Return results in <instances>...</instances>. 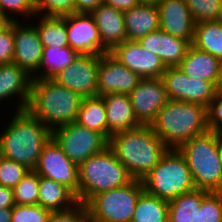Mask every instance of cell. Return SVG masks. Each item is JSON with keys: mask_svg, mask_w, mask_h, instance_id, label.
<instances>
[{"mask_svg": "<svg viewBox=\"0 0 222 222\" xmlns=\"http://www.w3.org/2000/svg\"><path fill=\"white\" fill-rule=\"evenodd\" d=\"M10 122L0 134V156L34 170L52 130L27 109L16 111Z\"/></svg>", "mask_w": 222, "mask_h": 222, "instance_id": "6da1fadb", "label": "cell"}, {"mask_svg": "<svg viewBox=\"0 0 222 222\" xmlns=\"http://www.w3.org/2000/svg\"><path fill=\"white\" fill-rule=\"evenodd\" d=\"M108 147L134 179L142 180L168 151L150 125L115 133Z\"/></svg>", "mask_w": 222, "mask_h": 222, "instance_id": "7a4b0ae2", "label": "cell"}, {"mask_svg": "<svg viewBox=\"0 0 222 222\" xmlns=\"http://www.w3.org/2000/svg\"><path fill=\"white\" fill-rule=\"evenodd\" d=\"M150 127L169 149H178L189 139L209 131L207 107L194 102L169 100Z\"/></svg>", "mask_w": 222, "mask_h": 222, "instance_id": "3957f363", "label": "cell"}, {"mask_svg": "<svg viewBox=\"0 0 222 222\" xmlns=\"http://www.w3.org/2000/svg\"><path fill=\"white\" fill-rule=\"evenodd\" d=\"M82 98L53 79H33L26 109L52 130L76 121Z\"/></svg>", "mask_w": 222, "mask_h": 222, "instance_id": "277c9868", "label": "cell"}, {"mask_svg": "<svg viewBox=\"0 0 222 222\" xmlns=\"http://www.w3.org/2000/svg\"><path fill=\"white\" fill-rule=\"evenodd\" d=\"M78 202L86 204L94 195L129 184L134 178L107 147L78 166Z\"/></svg>", "mask_w": 222, "mask_h": 222, "instance_id": "5b68a950", "label": "cell"}, {"mask_svg": "<svg viewBox=\"0 0 222 222\" xmlns=\"http://www.w3.org/2000/svg\"><path fill=\"white\" fill-rule=\"evenodd\" d=\"M217 142L218 135L208 131L178 148L191 171L196 189L222 192V166Z\"/></svg>", "mask_w": 222, "mask_h": 222, "instance_id": "8992f818", "label": "cell"}, {"mask_svg": "<svg viewBox=\"0 0 222 222\" xmlns=\"http://www.w3.org/2000/svg\"><path fill=\"white\" fill-rule=\"evenodd\" d=\"M141 181L145 192L167 201L196 189L191 171L178 149H168Z\"/></svg>", "mask_w": 222, "mask_h": 222, "instance_id": "52a82bcc", "label": "cell"}, {"mask_svg": "<svg viewBox=\"0 0 222 222\" xmlns=\"http://www.w3.org/2000/svg\"><path fill=\"white\" fill-rule=\"evenodd\" d=\"M143 183L133 179L129 184L94 195L85 205L89 222H131Z\"/></svg>", "mask_w": 222, "mask_h": 222, "instance_id": "ba28073f", "label": "cell"}, {"mask_svg": "<svg viewBox=\"0 0 222 222\" xmlns=\"http://www.w3.org/2000/svg\"><path fill=\"white\" fill-rule=\"evenodd\" d=\"M52 138L78 166L90 156L103 152L109 145V140L102 133L85 128L77 122L53 128Z\"/></svg>", "mask_w": 222, "mask_h": 222, "instance_id": "9c48e42d", "label": "cell"}, {"mask_svg": "<svg viewBox=\"0 0 222 222\" xmlns=\"http://www.w3.org/2000/svg\"><path fill=\"white\" fill-rule=\"evenodd\" d=\"M161 79L169 100L194 102L206 107L218 89L210 81L187 76L177 66L166 67Z\"/></svg>", "mask_w": 222, "mask_h": 222, "instance_id": "30bf717a", "label": "cell"}, {"mask_svg": "<svg viewBox=\"0 0 222 222\" xmlns=\"http://www.w3.org/2000/svg\"><path fill=\"white\" fill-rule=\"evenodd\" d=\"M34 171L69 188L78 200V165L73 163L51 138L43 147Z\"/></svg>", "mask_w": 222, "mask_h": 222, "instance_id": "8fae6325", "label": "cell"}, {"mask_svg": "<svg viewBox=\"0 0 222 222\" xmlns=\"http://www.w3.org/2000/svg\"><path fill=\"white\" fill-rule=\"evenodd\" d=\"M100 55L80 54L67 68L53 78L59 85L78 93L81 97L97 96V71Z\"/></svg>", "mask_w": 222, "mask_h": 222, "instance_id": "7c38bea8", "label": "cell"}, {"mask_svg": "<svg viewBox=\"0 0 222 222\" xmlns=\"http://www.w3.org/2000/svg\"><path fill=\"white\" fill-rule=\"evenodd\" d=\"M128 95L141 125H151L159 110L169 101L161 78H141Z\"/></svg>", "mask_w": 222, "mask_h": 222, "instance_id": "4fadbf2b", "label": "cell"}, {"mask_svg": "<svg viewBox=\"0 0 222 222\" xmlns=\"http://www.w3.org/2000/svg\"><path fill=\"white\" fill-rule=\"evenodd\" d=\"M141 78L110 52L100 55L97 71V96L129 94Z\"/></svg>", "mask_w": 222, "mask_h": 222, "instance_id": "5bb4252c", "label": "cell"}, {"mask_svg": "<svg viewBox=\"0 0 222 222\" xmlns=\"http://www.w3.org/2000/svg\"><path fill=\"white\" fill-rule=\"evenodd\" d=\"M69 47L80 54L102 55L109 51L103 46L99 30L91 14L66 15Z\"/></svg>", "mask_w": 222, "mask_h": 222, "instance_id": "9a60e30c", "label": "cell"}, {"mask_svg": "<svg viewBox=\"0 0 222 222\" xmlns=\"http://www.w3.org/2000/svg\"><path fill=\"white\" fill-rule=\"evenodd\" d=\"M110 53L140 78H161L166 69L156 54L143 49L137 41H124Z\"/></svg>", "mask_w": 222, "mask_h": 222, "instance_id": "2e32d148", "label": "cell"}, {"mask_svg": "<svg viewBox=\"0 0 222 222\" xmlns=\"http://www.w3.org/2000/svg\"><path fill=\"white\" fill-rule=\"evenodd\" d=\"M26 24L22 26L18 20L13 21V62L33 76L39 69L43 44L35 25Z\"/></svg>", "mask_w": 222, "mask_h": 222, "instance_id": "e0dca14e", "label": "cell"}, {"mask_svg": "<svg viewBox=\"0 0 222 222\" xmlns=\"http://www.w3.org/2000/svg\"><path fill=\"white\" fill-rule=\"evenodd\" d=\"M160 29L193 43L195 24L185 0H158Z\"/></svg>", "mask_w": 222, "mask_h": 222, "instance_id": "ac0fdd59", "label": "cell"}, {"mask_svg": "<svg viewBox=\"0 0 222 222\" xmlns=\"http://www.w3.org/2000/svg\"><path fill=\"white\" fill-rule=\"evenodd\" d=\"M137 42L143 49L156 54L166 67L178 66L191 45L188 41L161 29L147 34Z\"/></svg>", "mask_w": 222, "mask_h": 222, "instance_id": "d6986e66", "label": "cell"}, {"mask_svg": "<svg viewBox=\"0 0 222 222\" xmlns=\"http://www.w3.org/2000/svg\"><path fill=\"white\" fill-rule=\"evenodd\" d=\"M177 67L189 77L210 81L217 88L222 87V62L192 44Z\"/></svg>", "mask_w": 222, "mask_h": 222, "instance_id": "ffe728a7", "label": "cell"}, {"mask_svg": "<svg viewBox=\"0 0 222 222\" xmlns=\"http://www.w3.org/2000/svg\"><path fill=\"white\" fill-rule=\"evenodd\" d=\"M32 76L14 62L0 64V102L19 95L16 111L26 109L31 95Z\"/></svg>", "mask_w": 222, "mask_h": 222, "instance_id": "44dd1931", "label": "cell"}, {"mask_svg": "<svg viewBox=\"0 0 222 222\" xmlns=\"http://www.w3.org/2000/svg\"><path fill=\"white\" fill-rule=\"evenodd\" d=\"M99 30L103 46L111 52L117 45L127 41L123 12L101 4L90 13Z\"/></svg>", "mask_w": 222, "mask_h": 222, "instance_id": "7402d4cb", "label": "cell"}, {"mask_svg": "<svg viewBox=\"0 0 222 222\" xmlns=\"http://www.w3.org/2000/svg\"><path fill=\"white\" fill-rule=\"evenodd\" d=\"M128 41H138L160 29L159 10L156 2L142 1L136 7L123 12Z\"/></svg>", "mask_w": 222, "mask_h": 222, "instance_id": "603a6c76", "label": "cell"}, {"mask_svg": "<svg viewBox=\"0 0 222 222\" xmlns=\"http://www.w3.org/2000/svg\"><path fill=\"white\" fill-rule=\"evenodd\" d=\"M106 106L107 139L126 130L138 128L141 124L135 117L128 94H106L101 96Z\"/></svg>", "mask_w": 222, "mask_h": 222, "instance_id": "cb8c5ba5", "label": "cell"}, {"mask_svg": "<svg viewBox=\"0 0 222 222\" xmlns=\"http://www.w3.org/2000/svg\"><path fill=\"white\" fill-rule=\"evenodd\" d=\"M78 203L76 195L65 185L40 176L38 205L52 211H63Z\"/></svg>", "mask_w": 222, "mask_h": 222, "instance_id": "d4e9b609", "label": "cell"}, {"mask_svg": "<svg viewBox=\"0 0 222 222\" xmlns=\"http://www.w3.org/2000/svg\"><path fill=\"white\" fill-rule=\"evenodd\" d=\"M79 55L78 51L69 46L43 48L38 74H34L32 79H53L61 70L75 61Z\"/></svg>", "mask_w": 222, "mask_h": 222, "instance_id": "484cf974", "label": "cell"}, {"mask_svg": "<svg viewBox=\"0 0 222 222\" xmlns=\"http://www.w3.org/2000/svg\"><path fill=\"white\" fill-rule=\"evenodd\" d=\"M75 122L100 132L107 138V114L103 98L101 96L83 97Z\"/></svg>", "mask_w": 222, "mask_h": 222, "instance_id": "4316f807", "label": "cell"}, {"mask_svg": "<svg viewBox=\"0 0 222 222\" xmlns=\"http://www.w3.org/2000/svg\"><path fill=\"white\" fill-rule=\"evenodd\" d=\"M192 45L222 62V20L197 22Z\"/></svg>", "mask_w": 222, "mask_h": 222, "instance_id": "83f0119b", "label": "cell"}, {"mask_svg": "<svg viewBox=\"0 0 222 222\" xmlns=\"http://www.w3.org/2000/svg\"><path fill=\"white\" fill-rule=\"evenodd\" d=\"M209 191L194 189L168 201V222H195L196 212Z\"/></svg>", "mask_w": 222, "mask_h": 222, "instance_id": "f1b7e54d", "label": "cell"}, {"mask_svg": "<svg viewBox=\"0 0 222 222\" xmlns=\"http://www.w3.org/2000/svg\"><path fill=\"white\" fill-rule=\"evenodd\" d=\"M169 204L143 191L137 199L131 222H168Z\"/></svg>", "mask_w": 222, "mask_h": 222, "instance_id": "f546056e", "label": "cell"}, {"mask_svg": "<svg viewBox=\"0 0 222 222\" xmlns=\"http://www.w3.org/2000/svg\"><path fill=\"white\" fill-rule=\"evenodd\" d=\"M39 24H34L40 40L45 47H65L68 44V35L66 30V16H43L38 19Z\"/></svg>", "mask_w": 222, "mask_h": 222, "instance_id": "4dcf8cb0", "label": "cell"}, {"mask_svg": "<svg viewBox=\"0 0 222 222\" xmlns=\"http://www.w3.org/2000/svg\"><path fill=\"white\" fill-rule=\"evenodd\" d=\"M39 179L40 176L34 170H30L13 188L14 202L16 205L38 204Z\"/></svg>", "mask_w": 222, "mask_h": 222, "instance_id": "1f68e13d", "label": "cell"}, {"mask_svg": "<svg viewBox=\"0 0 222 222\" xmlns=\"http://www.w3.org/2000/svg\"><path fill=\"white\" fill-rule=\"evenodd\" d=\"M197 22L222 20V0H185Z\"/></svg>", "mask_w": 222, "mask_h": 222, "instance_id": "d6a6232c", "label": "cell"}, {"mask_svg": "<svg viewBox=\"0 0 222 222\" xmlns=\"http://www.w3.org/2000/svg\"><path fill=\"white\" fill-rule=\"evenodd\" d=\"M195 222H222V192H209L203 198Z\"/></svg>", "mask_w": 222, "mask_h": 222, "instance_id": "836d02e7", "label": "cell"}, {"mask_svg": "<svg viewBox=\"0 0 222 222\" xmlns=\"http://www.w3.org/2000/svg\"><path fill=\"white\" fill-rule=\"evenodd\" d=\"M36 15L63 17L76 13L74 0H33Z\"/></svg>", "mask_w": 222, "mask_h": 222, "instance_id": "e575fe53", "label": "cell"}, {"mask_svg": "<svg viewBox=\"0 0 222 222\" xmlns=\"http://www.w3.org/2000/svg\"><path fill=\"white\" fill-rule=\"evenodd\" d=\"M29 171L26 166L0 156V185L13 189Z\"/></svg>", "mask_w": 222, "mask_h": 222, "instance_id": "d590c367", "label": "cell"}, {"mask_svg": "<svg viewBox=\"0 0 222 222\" xmlns=\"http://www.w3.org/2000/svg\"><path fill=\"white\" fill-rule=\"evenodd\" d=\"M51 211L35 205H14L11 208V222H48Z\"/></svg>", "mask_w": 222, "mask_h": 222, "instance_id": "8d00e7d4", "label": "cell"}, {"mask_svg": "<svg viewBox=\"0 0 222 222\" xmlns=\"http://www.w3.org/2000/svg\"><path fill=\"white\" fill-rule=\"evenodd\" d=\"M21 14L27 19L28 16H36L33 0H0V16L2 18L8 22L16 21L14 17ZM13 15L14 17H12Z\"/></svg>", "mask_w": 222, "mask_h": 222, "instance_id": "74e56055", "label": "cell"}, {"mask_svg": "<svg viewBox=\"0 0 222 222\" xmlns=\"http://www.w3.org/2000/svg\"><path fill=\"white\" fill-rule=\"evenodd\" d=\"M207 125L209 131L222 134V87L217 89L207 106Z\"/></svg>", "mask_w": 222, "mask_h": 222, "instance_id": "f35d334b", "label": "cell"}, {"mask_svg": "<svg viewBox=\"0 0 222 222\" xmlns=\"http://www.w3.org/2000/svg\"><path fill=\"white\" fill-rule=\"evenodd\" d=\"M48 222H89L87 207L85 204L78 202L70 209L52 211Z\"/></svg>", "mask_w": 222, "mask_h": 222, "instance_id": "ab89813d", "label": "cell"}, {"mask_svg": "<svg viewBox=\"0 0 222 222\" xmlns=\"http://www.w3.org/2000/svg\"><path fill=\"white\" fill-rule=\"evenodd\" d=\"M13 56V21H9L0 29V64L13 62Z\"/></svg>", "mask_w": 222, "mask_h": 222, "instance_id": "60d3db41", "label": "cell"}, {"mask_svg": "<svg viewBox=\"0 0 222 222\" xmlns=\"http://www.w3.org/2000/svg\"><path fill=\"white\" fill-rule=\"evenodd\" d=\"M101 4H103V0H74L76 13L90 14Z\"/></svg>", "mask_w": 222, "mask_h": 222, "instance_id": "b9f144b4", "label": "cell"}, {"mask_svg": "<svg viewBox=\"0 0 222 222\" xmlns=\"http://www.w3.org/2000/svg\"><path fill=\"white\" fill-rule=\"evenodd\" d=\"M143 0H103V4L114 7L119 11H127L139 5Z\"/></svg>", "mask_w": 222, "mask_h": 222, "instance_id": "7bdbcfd3", "label": "cell"}, {"mask_svg": "<svg viewBox=\"0 0 222 222\" xmlns=\"http://www.w3.org/2000/svg\"><path fill=\"white\" fill-rule=\"evenodd\" d=\"M14 205L13 189L0 185V208H12Z\"/></svg>", "mask_w": 222, "mask_h": 222, "instance_id": "ee69618b", "label": "cell"}, {"mask_svg": "<svg viewBox=\"0 0 222 222\" xmlns=\"http://www.w3.org/2000/svg\"><path fill=\"white\" fill-rule=\"evenodd\" d=\"M0 222H11V208H0Z\"/></svg>", "mask_w": 222, "mask_h": 222, "instance_id": "f6af8a7d", "label": "cell"}, {"mask_svg": "<svg viewBox=\"0 0 222 222\" xmlns=\"http://www.w3.org/2000/svg\"><path fill=\"white\" fill-rule=\"evenodd\" d=\"M218 152H219V159H220V164L222 166V134L218 135Z\"/></svg>", "mask_w": 222, "mask_h": 222, "instance_id": "bcb514c9", "label": "cell"}, {"mask_svg": "<svg viewBox=\"0 0 222 222\" xmlns=\"http://www.w3.org/2000/svg\"><path fill=\"white\" fill-rule=\"evenodd\" d=\"M7 22H8L7 20H5L4 18H2V17L0 16V29H1Z\"/></svg>", "mask_w": 222, "mask_h": 222, "instance_id": "7dc6e473", "label": "cell"}, {"mask_svg": "<svg viewBox=\"0 0 222 222\" xmlns=\"http://www.w3.org/2000/svg\"><path fill=\"white\" fill-rule=\"evenodd\" d=\"M143 1L157 2L158 0H143Z\"/></svg>", "mask_w": 222, "mask_h": 222, "instance_id": "c3c4849f", "label": "cell"}]
</instances>
